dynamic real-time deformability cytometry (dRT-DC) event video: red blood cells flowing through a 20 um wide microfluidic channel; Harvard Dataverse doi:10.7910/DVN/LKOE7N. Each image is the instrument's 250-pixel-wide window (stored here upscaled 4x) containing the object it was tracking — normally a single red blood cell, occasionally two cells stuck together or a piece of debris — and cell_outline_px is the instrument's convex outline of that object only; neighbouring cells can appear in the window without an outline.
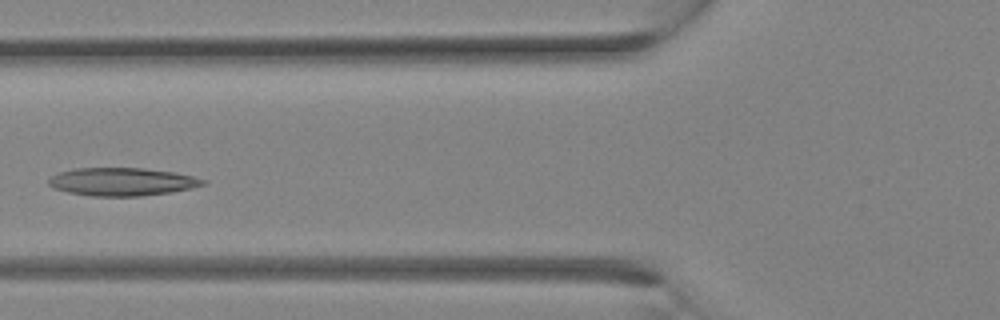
{"species": "Egyptian fruit bat (a non-hibernating species)", "species_latin": "Rousettus aegyptiacus", "temperature_condition": "room temperature", "stored_images_in_passage": 17, "camera_frame_rate_fps": 3000, "um_per_image_px": 0.085, "animal": {"sex": "female"}, "frame": {"image": 1, "passage_image": 6, "time_ms": 1.667, "image_size_px": [1000, 320], "cell_outline_px": [[208, 184], [192, 188], [172, 192], [140, 196], [88, 196], [68, 192], [52, 188], [48, 184], [48, 180], [52, 176], [60, 172], [76, 168], [144, 168], [176, 172], [208, 180]], "centroid_in_image_um": [10.41, 15.45], "position_along_channel_um": 115.4, "area_um2": 25.43}}
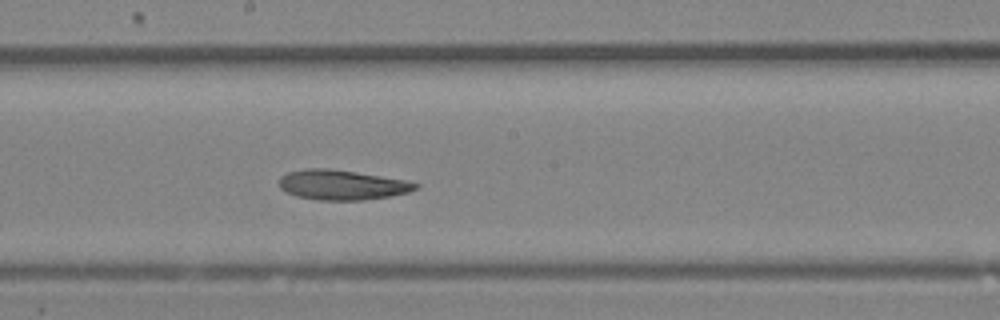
{"frame": {"image": 2, "passage_image": 11, "time_ms": 3.333, "image_size_px": [1000, 320], "cell_outline_px": [[420, 184], [416, 188], [408, 192], [388, 196], [360, 200], [320, 200], [296, 196], [280, 188], [280, 176], [288, 172], [304, 168], [328, 168], [356, 172], [404, 180]], "centroid_in_image_um": [29.02, 15.7], "position_along_channel_um": 219.2, "area_um2": 23.47}}
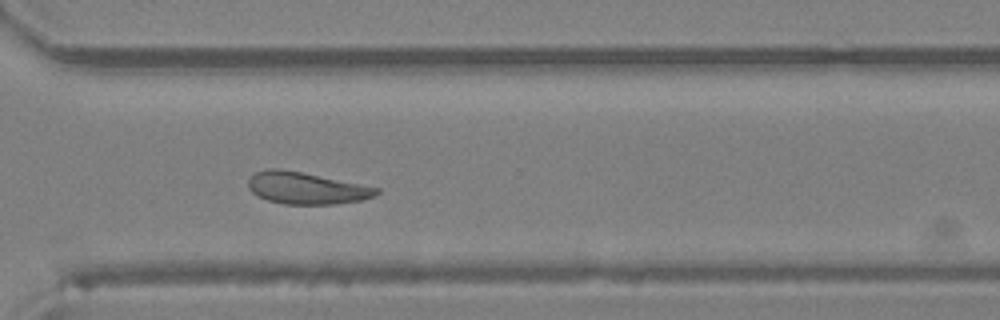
{"frame": {"image": 3, "passage_image": 17, "time_ms": 5.333, "image_size_px": [1000, 320], "cell_outline_px": [[380, 192], [376, 196], [360, 200], [332, 204], [284, 204], [268, 200], [252, 192], [248, 188], [248, 176], [256, 172], [268, 168], [280, 168], [380, 188]], "centroid_in_image_um": [26.01, 15.98], "position_along_channel_um": 344.6, "area_um2": 23.64}}